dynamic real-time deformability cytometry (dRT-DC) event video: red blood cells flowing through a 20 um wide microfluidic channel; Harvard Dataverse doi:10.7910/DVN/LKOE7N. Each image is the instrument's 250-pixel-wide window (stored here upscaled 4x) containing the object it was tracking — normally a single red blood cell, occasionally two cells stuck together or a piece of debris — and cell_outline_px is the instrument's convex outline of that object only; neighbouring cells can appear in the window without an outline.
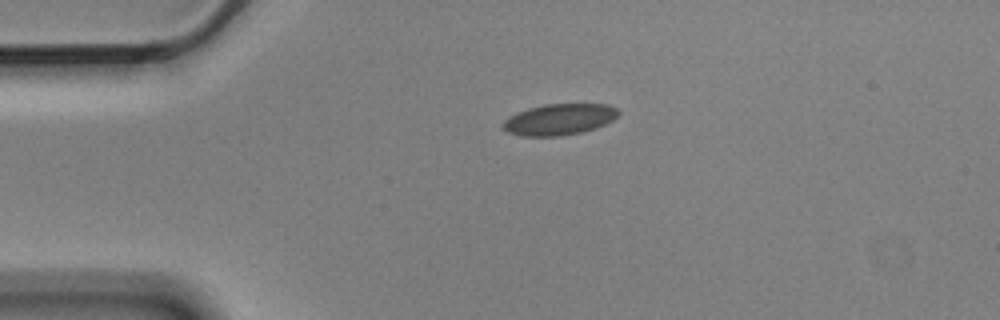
{"species": "Egyptian fruit bat (a non-hibernating species)", "species_latin": "Rousettus aegyptiacus", "temperature_condition": "cold", "stored_images_in_passage": 2, "camera_frame_rate_fps": 3000, "um_per_image_px": 0.085, "animal": {"sex": "male"}, "frame": {"image": 1, "passage_image": 1, "time_ms": 0.0, "image_size_px": [1000, 320], "cell_outline_px": [[620, 112], [612, 120], [596, 128], [580, 132], [560, 136], [524, 136], [508, 132], [500, 124], [508, 116], [516, 112], [528, 108], [544, 104], [608, 104], [616, 108]], "centroid_in_image_um": [47.5, 10.14], "position_along_channel_um": 37.5, "area_um2": 20.98}}